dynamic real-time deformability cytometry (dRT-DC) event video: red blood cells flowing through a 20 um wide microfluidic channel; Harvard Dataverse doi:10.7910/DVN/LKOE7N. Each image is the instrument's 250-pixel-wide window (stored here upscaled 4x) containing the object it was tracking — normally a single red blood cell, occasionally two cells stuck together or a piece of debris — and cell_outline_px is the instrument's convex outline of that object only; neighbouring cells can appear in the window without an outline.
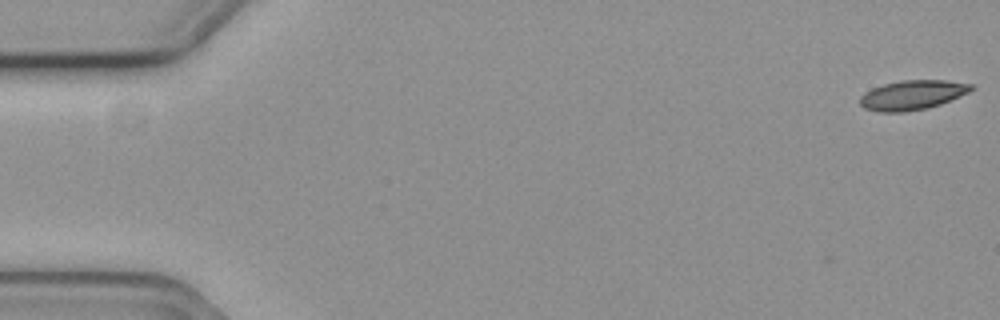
{"species": "common noctule bat (a hibernating species)", "species_latin": "Nyctalus noctula", "temperature_condition": "cold", "stored_images_in_passage": 7, "camera_frame_rate_fps": 3000, "um_per_image_px": 0.085, "animal": {"sex": "female", "body_mass_g": 19.3, "forearm_length_mm": 54.1}, "frame": {"image": 1, "passage_image": 1, "time_ms": 0.0, "image_size_px": [1000, 320], "cell_outline_px": [[976, 88], [968, 92], [940, 104], [928, 108], [904, 112], [880, 112], [864, 108], [860, 104], [860, 96], [864, 92], [872, 88], [884, 84], [900, 80], [944, 80], [972, 84]], "centroid_in_image_um": [77.53, 8.07], "position_along_channel_um": 7.5, "area_um2": 19.13}}